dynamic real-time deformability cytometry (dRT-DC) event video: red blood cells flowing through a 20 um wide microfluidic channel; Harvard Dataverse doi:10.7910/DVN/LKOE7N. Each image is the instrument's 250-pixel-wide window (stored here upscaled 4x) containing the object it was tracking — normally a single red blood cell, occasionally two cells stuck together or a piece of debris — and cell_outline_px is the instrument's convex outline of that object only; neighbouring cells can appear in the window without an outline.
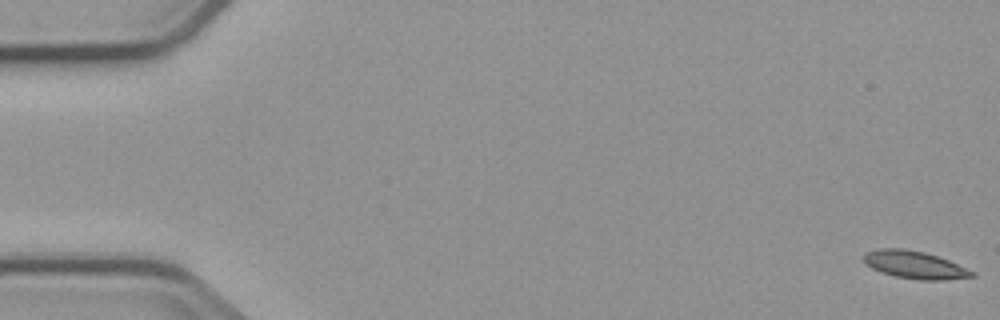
{"species": "common noctule bat (a hibernating species)", "species_latin": "Nyctalus noctula", "temperature_condition": "cold", "stored_images_in_passage": 5, "camera_frame_rate_fps": 3000, "um_per_image_px": 0.085, "animal": {"sex": "male", "body_mass_g": 23.1, "forearm_length_mm": 52.7}, "frame": {"image": 1, "passage_image": 1, "time_ms": 0.0, "image_size_px": [1000, 320], "cell_outline_px": [[976, 276], [948, 280], [920, 280], [896, 276], [880, 272], [864, 264], [860, 256], [864, 252], [876, 248], [904, 248], [924, 252], [948, 260], [976, 272]], "centroid_in_image_um": [77.69, 22.5], "position_along_channel_um": 7.3, "area_um2": 17.74}}
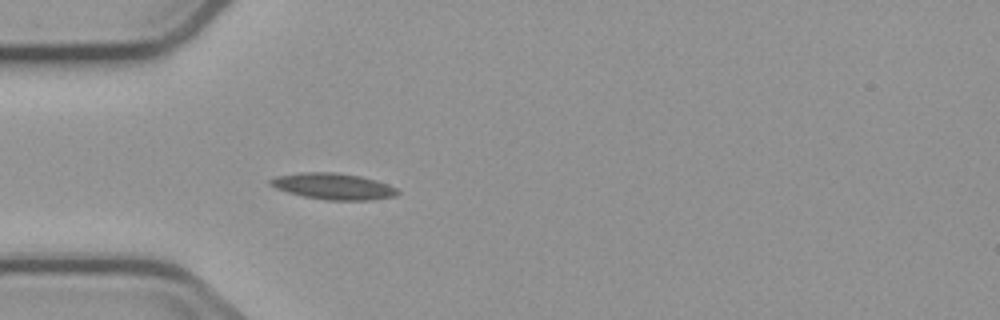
{"frame": {"image": 2, "passage_image": 5, "time_ms": 5.333, "image_size_px": [1000, 320], "cell_outline_px": [[400, 192], [396, 196], [372, 200], [324, 200], [304, 196], [288, 192], [276, 188], [268, 184], [268, 180], [276, 176], [304, 172], [336, 172], [360, 176], [376, 180], [388, 184], [396, 188]], "centroid_in_image_um": [28.34, 15.84], "position_along_channel_um": 56.7, "area_um2": 19.54}}